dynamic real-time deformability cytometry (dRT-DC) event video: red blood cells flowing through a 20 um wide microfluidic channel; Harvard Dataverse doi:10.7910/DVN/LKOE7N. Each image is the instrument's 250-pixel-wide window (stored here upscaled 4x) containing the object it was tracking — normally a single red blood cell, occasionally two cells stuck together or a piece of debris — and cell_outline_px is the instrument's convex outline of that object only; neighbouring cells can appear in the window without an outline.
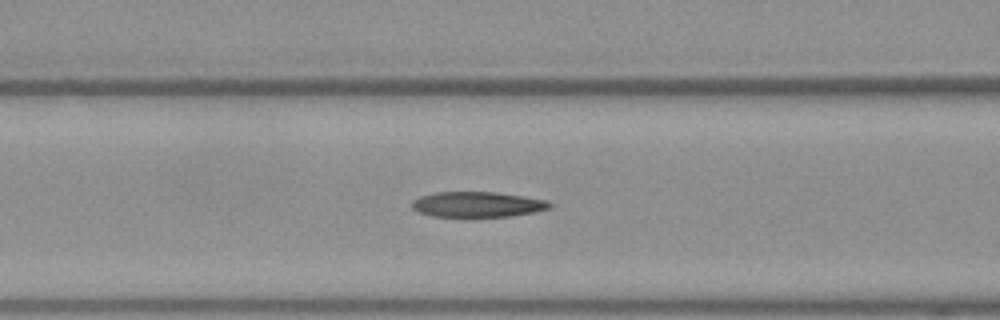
{"species": "Egyptian fruit bat (a non-hibernating species)", "species_latin": "Rousettus aegyptiacus", "temperature_condition": "warm", "stored_images_in_passage": 53, "camera_frame_rate_fps": 3000, "um_per_image_px": 0.085, "frame": {"image": 1, "passage_image": 22, "time_ms": 7.0, "image_size_px": [1000, 320], "cell_outline_px": [[552, 204], [548, 208], [532, 212], [508, 216], [432, 216], [420, 212], [412, 208], [412, 200], [420, 196], [436, 192], [496, 192], [544, 200]], "centroid_in_image_um": [40.51, 17.36], "position_along_channel_um": 126.1, "area_um2": 19.88}}
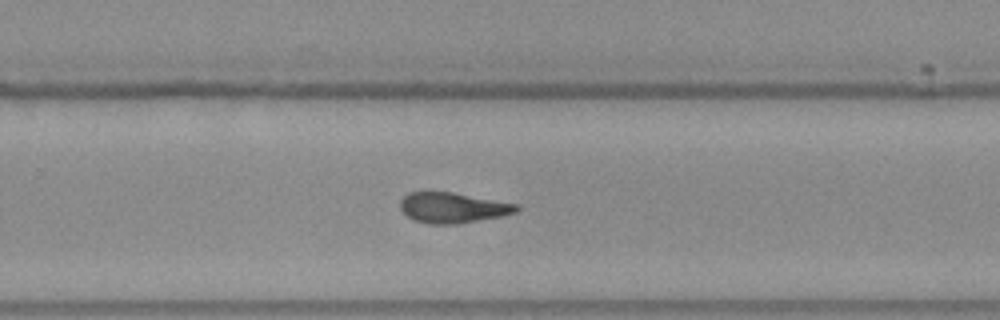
{"frame": {"image": 2, "passage_image": 35, "time_ms": 11.333, "image_size_px": [1000, 320], "cell_outline_px": [[520, 208], [516, 212], [500, 216], [456, 224], [428, 224], [412, 220], [400, 208], [400, 200], [408, 192], [452, 192], [520, 204]], "centroid_in_image_um": [38.48, 17.65], "position_along_channel_um": 291.3, "area_um2": 20.63}}
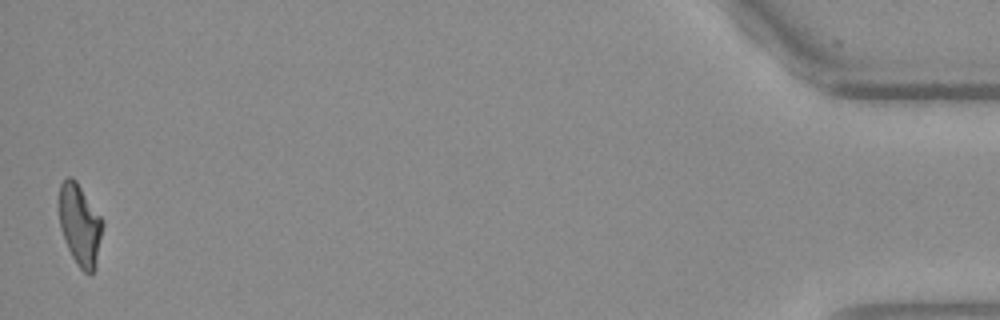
{"frame": {"image": 3, "passage_image": 53, "time_ms": 17.333, "image_size_px": [1000, 320], "cell_outline_px": [[104, 224], [96, 268], [92, 272], [84, 272], [76, 264], [68, 248], [60, 228], [60, 184], [68, 176], [72, 176], [76, 180], [104, 220]], "centroid_in_image_um": [6.82, 19.11], "position_along_channel_um": 428.4, "area_um2": 20.69}, "authors_computed_cell_mechanics": {"area_um2": 20.8658, "velocity_mm_per_s": 3.8132, "shape_relaxation_time_tau1_ms": null, "shape_relaxation_time_tau2_ms": 4.7183, "deformation_change_tau1": null, "deformation_change_tau2": 0.1429}}